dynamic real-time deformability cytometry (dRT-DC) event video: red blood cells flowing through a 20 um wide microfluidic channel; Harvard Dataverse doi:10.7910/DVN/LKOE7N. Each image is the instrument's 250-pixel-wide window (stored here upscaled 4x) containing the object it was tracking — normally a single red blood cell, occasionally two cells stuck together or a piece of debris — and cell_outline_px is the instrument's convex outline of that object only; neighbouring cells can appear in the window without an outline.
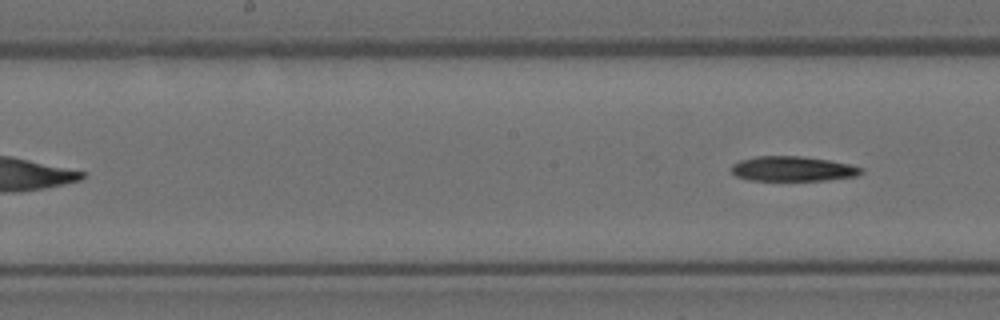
{"species": "Egyptian fruit bat (a non-hibernating species)", "species_latin": "Rousettus aegyptiacus", "temperature_condition": "room temperature", "stored_images_in_passage": 9, "segment_of_instrument_passage": [2, 2], "camera_frame_rate_fps": 3000, "um_per_image_px": 0.085, "animal": {"sex": "female"}, "frame": {"image": 1, "passage_image": 9, "time_ms": 2.667, "image_size_px": [1000, 320], "cell_outline_px": [[864, 172], [856, 176], [828, 180], [748, 180], [736, 176], [728, 168], [732, 164], [740, 160], [756, 156], [800, 156], [828, 160], [848, 164], [864, 168]], "centroid_in_image_um": [67.35, 14.35], "position_along_channel_um": 180.8, "area_um2": 18.9}}